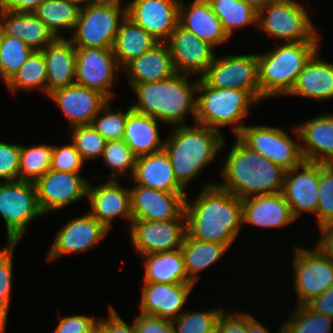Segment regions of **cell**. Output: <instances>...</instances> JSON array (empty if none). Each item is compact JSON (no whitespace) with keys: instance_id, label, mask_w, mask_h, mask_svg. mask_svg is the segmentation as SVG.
<instances>
[{"instance_id":"7dc6e473","label":"cell","mask_w":333,"mask_h":333,"mask_svg":"<svg viewBox=\"0 0 333 333\" xmlns=\"http://www.w3.org/2000/svg\"><path fill=\"white\" fill-rule=\"evenodd\" d=\"M71 129V142L74 144L82 159L94 160L102 157L106 140L91 125L75 126Z\"/></svg>"},{"instance_id":"74e56055","label":"cell","mask_w":333,"mask_h":333,"mask_svg":"<svg viewBox=\"0 0 333 333\" xmlns=\"http://www.w3.org/2000/svg\"><path fill=\"white\" fill-rule=\"evenodd\" d=\"M46 64L41 51H34L20 69L6 83L12 93L41 90L46 94Z\"/></svg>"},{"instance_id":"3957f363","label":"cell","mask_w":333,"mask_h":333,"mask_svg":"<svg viewBox=\"0 0 333 333\" xmlns=\"http://www.w3.org/2000/svg\"><path fill=\"white\" fill-rule=\"evenodd\" d=\"M190 75L176 73L159 82L135 84L132 87L137 101L131 108L170 126H183L186 115L192 114L195 123L197 87Z\"/></svg>"},{"instance_id":"5bb4252c","label":"cell","mask_w":333,"mask_h":333,"mask_svg":"<svg viewBox=\"0 0 333 333\" xmlns=\"http://www.w3.org/2000/svg\"><path fill=\"white\" fill-rule=\"evenodd\" d=\"M130 240L140 256L181 249L186 232V220H132Z\"/></svg>"},{"instance_id":"83f0119b","label":"cell","mask_w":333,"mask_h":333,"mask_svg":"<svg viewBox=\"0 0 333 333\" xmlns=\"http://www.w3.org/2000/svg\"><path fill=\"white\" fill-rule=\"evenodd\" d=\"M180 1L179 24L184 29L214 48L230 40L207 0H193L190 6Z\"/></svg>"},{"instance_id":"f35d334b","label":"cell","mask_w":333,"mask_h":333,"mask_svg":"<svg viewBox=\"0 0 333 333\" xmlns=\"http://www.w3.org/2000/svg\"><path fill=\"white\" fill-rule=\"evenodd\" d=\"M53 145H20L19 180L35 182L51 168Z\"/></svg>"},{"instance_id":"d6a6232c","label":"cell","mask_w":333,"mask_h":333,"mask_svg":"<svg viewBox=\"0 0 333 333\" xmlns=\"http://www.w3.org/2000/svg\"><path fill=\"white\" fill-rule=\"evenodd\" d=\"M159 41L127 16L122 20L113 45V52L123 70L129 62L152 49Z\"/></svg>"},{"instance_id":"bcb514c9","label":"cell","mask_w":333,"mask_h":333,"mask_svg":"<svg viewBox=\"0 0 333 333\" xmlns=\"http://www.w3.org/2000/svg\"><path fill=\"white\" fill-rule=\"evenodd\" d=\"M317 228L333 225V164L319 163V203Z\"/></svg>"},{"instance_id":"e0dca14e","label":"cell","mask_w":333,"mask_h":333,"mask_svg":"<svg viewBox=\"0 0 333 333\" xmlns=\"http://www.w3.org/2000/svg\"><path fill=\"white\" fill-rule=\"evenodd\" d=\"M180 0H131L126 16L159 42H166L179 24Z\"/></svg>"},{"instance_id":"44dd1931","label":"cell","mask_w":333,"mask_h":333,"mask_svg":"<svg viewBox=\"0 0 333 333\" xmlns=\"http://www.w3.org/2000/svg\"><path fill=\"white\" fill-rule=\"evenodd\" d=\"M86 198L90 206L88 212L108 231L112 227L113 220L120 216L128 220L130 227L133 220L130 188H124L118 181L110 178L105 183L96 186L89 182Z\"/></svg>"},{"instance_id":"d4e9b609","label":"cell","mask_w":333,"mask_h":333,"mask_svg":"<svg viewBox=\"0 0 333 333\" xmlns=\"http://www.w3.org/2000/svg\"><path fill=\"white\" fill-rule=\"evenodd\" d=\"M242 218L243 224L263 228L286 227L296 220L282 192L242 199Z\"/></svg>"},{"instance_id":"f907efd6","label":"cell","mask_w":333,"mask_h":333,"mask_svg":"<svg viewBox=\"0 0 333 333\" xmlns=\"http://www.w3.org/2000/svg\"><path fill=\"white\" fill-rule=\"evenodd\" d=\"M58 326L54 333H91L99 319L86 315L61 316L58 312Z\"/></svg>"},{"instance_id":"7c38bea8","label":"cell","mask_w":333,"mask_h":333,"mask_svg":"<svg viewBox=\"0 0 333 333\" xmlns=\"http://www.w3.org/2000/svg\"><path fill=\"white\" fill-rule=\"evenodd\" d=\"M294 281L297 305H306L333 285V263L315 248H294Z\"/></svg>"},{"instance_id":"9f6ffc18","label":"cell","mask_w":333,"mask_h":333,"mask_svg":"<svg viewBox=\"0 0 333 333\" xmlns=\"http://www.w3.org/2000/svg\"><path fill=\"white\" fill-rule=\"evenodd\" d=\"M320 240L314 248L326 259L333 263V225L318 228Z\"/></svg>"},{"instance_id":"1f68e13d","label":"cell","mask_w":333,"mask_h":333,"mask_svg":"<svg viewBox=\"0 0 333 333\" xmlns=\"http://www.w3.org/2000/svg\"><path fill=\"white\" fill-rule=\"evenodd\" d=\"M158 122L134 110L128 114L123 140L136 157L164 149L165 140H161Z\"/></svg>"},{"instance_id":"be15d7a7","label":"cell","mask_w":333,"mask_h":333,"mask_svg":"<svg viewBox=\"0 0 333 333\" xmlns=\"http://www.w3.org/2000/svg\"><path fill=\"white\" fill-rule=\"evenodd\" d=\"M91 333H108L99 323L92 329Z\"/></svg>"},{"instance_id":"ffe728a7","label":"cell","mask_w":333,"mask_h":333,"mask_svg":"<svg viewBox=\"0 0 333 333\" xmlns=\"http://www.w3.org/2000/svg\"><path fill=\"white\" fill-rule=\"evenodd\" d=\"M176 73L201 78L215 57L214 47L180 24L166 41Z\"/></svg>"},{"instance_id":"52a82bcc","label":"cell","mask_w":333,"mask_h":333,"mask_svg":"<svg viewBox=\"0 0 333 333\" xmlns=\"http://www.w3.org/2000/svg\"><path fill=\"white\" fill-rule=\"evenodd\" d=\"M257 27L280 43L320 41L308 11L295 0H273L258 12Z\"/></svg>"},{"instance_id":"9a60e30c","label":"cell","mask_w":333,"mask_h":333,"mask_svg":"<svg viewBox=\"0 0 333 333\" xmlns=\"http://www.w3.org/2000/svg\"><path fill=\"white\" fill-rule=\"evenodd\" d=\"M80 173L58 172L48 170L38 178L36 187L38 204L44 216L50 211H56L71 203L87 197L89 181Z\"/></svg>"},{"instance_id":"7a4b0ae2","label":"cell","mask_w":333,"mask_h":333,"mask_svg":"<svg viewBox=\"0 0 333 333\" xmlns=\"http://www.w3.org/2000/svg\"><path fill=\"white\" fill-rule=\"evenodd\" d=\"M216 185L240 199L282 192L286 170L247 147L237 136Z\"/></svg>"},{"instance_id":"ba28073f","label":"cell","mask_w":333,"mask_h":333,"mask_svg":"<svg viewBox=\"0 0 333 333\" xmlns=\"http://www.w3.org/2000/svg\"><path fill=\"white\" fill-rule=\"evenodd\" d=\"M0 215L6 224L7 243H19L28 224L44 215L34 182L0 181Z\"/></svg>"},{"instance_id":"b9f144b4","label":"cell","mask_w":333,"mask_h":333,"mask_svg":"<svg viewBox=\"0 0 333 333\" xmlns=\"http://www.w3.org/2000/svg\"><path fill=\"white\" fill-rule=\"evenodd\" d=\"M137 157L126 145L123 139L106 141L102 154V160L108 168L111 169V180L121 176H132ZM127 171V172H126ZM131 173H130V172ZM129 172V174H128Z\"/></svg>"},{"instance_id":"4fadbf2b","label":"cell","mask_w":333,"mask_h":333,"mask_svg":"<svg viewBox=\"0 0 333 333\" xmlns=\"http://www.w3.org/2000/svg\"><path fill=\"white\" fill-rule=\"evenodd\" d=\"M122 71L113 48L76 47L75 83L103 94L113 101L112 86L116 73Z\"/></svg>"},{"instance_id":"f1b7e54d","label":"cell","mask_w":333,"mask_h":333,"mask_svg":"<svg viewBox=\"0 0 333 333\" xmlns=\"http://www.w3.org/2000/svg\"><path fill=\"white\" fill-rule=\"evenodd\" d=\"M124 70L131 88L135 84L159 82L176 74L166 42H159L152 49L129 62Z\"/></svg>"},{"instance_id":"7402d4cb","label":"cell","mask_w":333,"mask_h":333,"mask_svg":"<svg viewBox=\"0 0 333 333\" xmlns=\"http://www.w3.org/2000/svg\"><path fill=\"white\" fill-rule=\"evenodd\" d=\"M48 97L63 111L71 128L91 124L109 101L103 94L77 83L54 90Z\"/></svg>"},{"instance_id":"e575fe53","label":"cell","mask_w":333,"mask_h":333,"mask_svg":"<svg viewBox=\"0 0 333 333\" xmlns=\"http://www.w3.org/2000/svg\"><path fill=\"white\" fill-rule=\"evenodd\" d=\"M228 249L226 245L196 240L186 234L181 252L189 280L195 285L198 281V274L214 265Z\"/></svg>"},{"instance_id":"d590c367","label":"cell","mask_w":333,"mask_h":333,"mask_svg":"<svg viewBox=\"0 0 333 333\" xmlns=\"http://www.w3.org/2000/svg\"><path fill=\"white\" fill-rule=\"evenodd\" d=\"M81 7L69 0H44L33 12L42 20L55 38H68L60 31H73Z\"/></svg>"},{"instance_id":"ab89813d","label":"cell","mask_w":333,"mask_h":333,"mask_svg":"<svg viewBox=\"0 0 333 333\" xmlns=\"http://www.w3.org/2000/svg\"><path fill=\"white\" fill-rule=\"evenodd\" d=\"M290 318L283 322L284 333H330L333 318L313 311L307 304L296 305Z\"/></svg>"},{"instance_id":"6da1fadb","label":"cell","mask_w":333,"mask_h":333,"mask_svg":"<svg viewBox=\"0 0 333 333\" xmlns=\"http://www.w3.org/2000/svg\"><path fill=\"white\" fill-rule=\"evenodd\" d=\"M205 184L193 201L185 198L187 235L230 248L243 225L242 199L219 188L214 182Z\"/></svg>"},{"instance_id":"8992f818","label":"cell","mask_w":333,"mask_h":333,"mask_svg":"<svg viewBox=\"0 0 333 333\" xmlns=\"http://www.w3.org/2000/svg\"><path fill=\"white\" fill-rule=\"evenodd\" d=\"M258 103L249 91L210 87L198 78L195 123L217 131L229 126L236 137L245 126L242 122L249 114L250 105Z\"/></svg>"},{"instance_id":"484cf974","label":"cell","mask_w":333,"mask_h":333,"mask_svg":"<svg viewBox=\"0 0 333 333\" xmlns=\"http://www.w3.org/2000/svg\"><path fill=\"white\" fill-rule=\"evenodd\" d=\"M130 178L136 185L162 192H186L175 178L169 155L165 149L138 156Z\"/></svg>"},{"instance_id":"94428289","label":"cell","mask_w":333,"mask_h":333,"mask_svg":"<svg viewBox=\"0 0 333 333\" xmlns=\"http://www.w3.org/2000/svg\"><path fill=\"white\" fill-rule=\"evenodd\" d=\"M123 0H90L93 5H110V6H123Z\"/></svg>"},{"instance_id":"277c9868","label":"cell","mask_w":333,"mask_h":333,"mask_svg":"<svg viewBox=\"0 0 333 333\" xmlns=\"http://www.w3.org/2000/svg\"><path fill=\"white\" fill-rule=\"evenodd\" d=\"M224 147L220 131L198 123L174 127L164 143L175 178L185 190Z\"/></svg>"},{"instance_id":"836d02e7","label":"cell","mask_w":333,"mask_h":333,"mask_svg":"<svg viewBox=\"0 0 333 333\" xmlns=\"http://www.w3.org/2000/svg\"><path fill=\"white\" fill-rule=\"evenodd\" d=\"M144 258V282L149 283H192L186 273L181 249L153 253Z\"/></svg>"},{"instance_id":"30bf717a","label":"cell","mask_w":333,"mask_h":333,"mask_svg":"<svg viewBox=\"0 0 333 333\" xmlns=\"http://www.w3.org/2000/svg\"><path fill=\"white\" fill-rule=\"evenodd\" d=\"M286 132L269 125H245L237 137L260 156L290 170L302 163L303 157L300 142Z\"/></svg>"},{"instance_id":"11a10c76","label":"cell","mask_w":333,"mask_h":333,"mask_svg":"<svg viewBox=\"0 0 333 333\" xmlns=\"http://www.w3.org/2000/svg\"><path fill=\"white\" fill-rule=\"evenodd\" d=\"M307 305L313 311L333 318V285L321 295L314 297Z\"/></svg>"},{"instance_id":"603a6c76","label":"cell","mask_w":333,"mask_h":333,"mask_svg":"<svg viewBox=\"0 0 333 333\" xmlns=\"http://www.w3.org/2000/svg\"><path fill=\"white\" fill-rule=\"evenodd\" d=\"M193 283L144 282L140 299V313L174 320L183 313Z\"/></svg>"},{"instance_id":"816d5d0a","label":"cell","mask_w":333,"mask_h":333,"mask_svg":"<svg viewBox=\"0 0 333 333\" xmlns=\"http://www.w3.org/2000/svg\"><path fill=\"white\" fill-rule=\"evenodd\" d=\"M136 333H174L173 321L140 313L134 319Z\"/></svg>"},{"instance_id":"db71d44e","label":"cell","mask_w":333,"mask_h":333,"mask_svg":"<svg viewBox=\"0 0 333 333\" xmlns=\"http://www.w3.org/2000/svg\"><path fill=\"white\" fill-rule=\"evenodd\" d=\"M108 309V318H100L98 322L108 333H136L134 320L128 325L112 305Z\"/></svg>"},{"instance_id":"8d00e7d4","label":"cell","mask_w":333,"mask_h":333,"mask_svg":"<svg viewBox=\"0 0 333 333\" xmlns=\"http://www.w3.org/2000/svg\"><path fill=\"white\" fill-rule=\"evenodd\" d=\"M213 13L231 39L234 30L252 24L257 26L258 13L242 0H207Z\"/></svg>"},{"instance_id":"c3c4849f","label":"cell","mask_w":333,"mask_h":333,"mask_svg":"<svg viewBox=\"0 0 333 333\" xmlns=\"http://www.w3.org/2000/svg\"><path fill=\"white\" fill-rule=\"evenodd\" d=\"M84 162L72 142L64 146L53 145L51 170L81 173Z\"/></svg>"},{"instance_id":"2e32d148","label":"cell","mask_w":333,"mask_h":333,"mask_svg":"<svg viewBox=\"0 0 333 333\" xmlns=\"http://www.w3.org/2000/svg\"><path fill=\"white\" fill-rule=\"evenodd\" d=\"M129 188L133 220H186V192H162L139 185Z\"/></svg>"},{"instance_id":"4dcf8cb0","label":"cell","mask_w":333,"mask_h":333,"mask_svg":"<svg viewBox=\"0 0 333 333\" xmlns=\"http://www.w3.org/2000/svg\"><path fill=\"white\" fill-rule=\"evenodd\" d=\"M317 51L299 73L293 89L287 96L314 100L333 98V63L321 59Z\"/></svg>"},{"instance_id":"6125c7cd","label":"cell","mask_w":333,"mask_h":333,"mask_svg":"<svg viewBox=\"0 0 333 333\" xmlns=\"http://www.w3.org/2000/svg\"><path fill=\"white\" fill-rule=\"evenodd\" d=\"M69 1L77 4L81 8L85 7L88 4H90V0H69Z\"/></svg>"},{"instance_id":"681fc988","label":"cell","mask_w":333,"mask_h":333,"mask_svg":"<svg viewBox=\"0 0 333 333\" xmlns=\"http://www.w3.org/2000/svg\"><path fill=\"white\" fill-rule=\"evenodd\" d=\"M20 144L0 142V180H19Z\"/></svg>"},{"instance_id":"f6af8a7d","label":"cell","mask_w":333,"mask_h":333,"mask_svg":"<svg viewBox=\"0 0 333 333\" xmlns=\"http://www.w3.org/2000/svg\"><path fill=\"white\" fill-rule=\"evenodd\" d=\"M224 309L183 312L173 321L174 333H216L217 322Z\"/></svg>"},{"instance_id":"60d3db41","label":"cell","mask_w":333,"mask_h":333,"mask_svg":"<svg viewBox=\"0 0 333 333\" xmlns=\"http://www.w3.org/2000/svg\"><path fill=\"white\" fill-rule=\"evenodd\" d=\"M34 52L21 39L5 35L0 30V77L5 84Z\"/></svg>"},{"instance_id":"8fae6325","label":"cell","mask_w":333,"mask_h":333,"mask_svg":"<svg viewBox=\"0 0 333 333\" xmlns=\"http://www.w3.org/2000/svg\"><path fill=\"white\" fill-rule=\"evenodd\" d=\"M201 79L210 87L249 91L260 102L257 54L215 56Z\"/></svg>"},{"instance_id":"f546056e","label":"cell","mask_w":333,"mask_h":333,"mask_svg":"<svg viewBox=\"0 0 333 333\" xmlns=\"http://www.w3.org/2000/svg\"><path fill=\"white\" fill-rule=\"evenodd\" d=\"M0 30L21 39L34 51H41L56 39L33 12L0 11Z\"/></svg>"},{"instance_id":"ee69618b","label":"cell","mask_w":333,"mask_h":333,"mask_svg":"<svg viewBox=\"0 0 333 333\" xmlns=\"http://www.w3.org/2000/svg\"><path fill=\"white\" fill-rule=\"evenodd\" d=\"M110 100L101 108L95 116L91 125L106 140H121L124 136L128 114L133 110L127 107L126 111L122 109H113L110 107ZM112 109V110H111ZM101 114V115H100Z\"/></svg>"},{"instance_id":"ac0fdd59","label":"cell","mask_w":333,"mask_h":333,"mask_svg":"<svg viewBox=\"0 0 333 333\" xmlns=\"http://www.w3.org/2000/svg\"><path fill=\"white\" fill-rule=\"evenodd\" d=\"M108 230L89 212L78 218L70 219L58 231L49 252L47 261H53L63 255L76 254L94 248L108 234Z\"/></svg>"},{"instance_id":"91938a15","label":"cell","mask_w":333,"mask_h":333,"mask_svg":"<svg viewBox=\"0 0 333 333\" xmlns=\"http://www.w3.org/2000/svg\"><path fill=\"white\" fill-rule=\"evenodd\" d=\"M242 1L250 5L258 13L273 0H242Z\"/></svg>"},{"instance_id":"9c48e42d","label":"cell","mask_w":333,"mask_h":333,"mask_svg":"<svg viewBox=\"0 0 333 333\" xmlns=\"http://www.w3.org/2000/svg\"><path fill=\"white\" fill-rule=\"evenodd\" d=\"M125 17L126 4H88L80 9L72 36L68 39L75 47L113 48L119 26Z\"/></svg>"},{"instance_id":"6f0895ef","label":"cell","mask_w":333,"mask_h":333,"mask_svg":"<svg viewBox=\"0 0 333 333\" xmlns=\"http://www.w3.org/2000/svg\"><path fill=\"white\" fill-rule=\"evenodd\" d=\"M44 0H0V11L34 12Z\"/></svg>"},{"instance_id":"680465c9","label":"cell","mask_w":333,"mask_h":333,"mask_svg":"<svg viewBox=\"0 0 333 333\" xmlns=\"http://www.w3.org/2000/svg\"><path fill=\"white\" fill-rule=\"evenodd\" d=\"M247 333H271L269 329L262 325L258 319L247 312ZM278 333H284L283 325L279 329Z\"/></svg>"},{"instance_id":"4316f807","label":"cell","mask_w":333,"mask_h":333,"mask_svg":"<svg viewBox=\"0 0 333 333\" xmlns=\"http://www.w3.org/2000/svg\"><path fill=\"white\" fill-rule=\"evenodd\" d=\"M46 64V95L75 83L76 47L68 38H56L41 50Z\"/></svg>"},{"instance_id":"cb8c5ba5","label":"cell","mask_w":333,"mask_h":333,"mask_svg":"<svg viewBox=\"0 0 333 333\" xmlns=\"http://www.w3.org/2000/svg\"><path fill=\"white\" fill-rule=\"evenodd\" d=\"M303 160L333 164V114H322L292 128Z\"/></svg>"},{"instance_id":"5b68a950","label":"cell","mask_w":333,"mask_h":333,"mask_svg":"<svg viewBox=\"0 0 333 333\" xmlns=\"http://www.w3.org/2000/svg\"><path fill=\"white\" fill-rule=\"evenodd\" d=\"M320 41L280 43L267 52L257 54L260 102L270 97L287 96L299 73L319 50Z\"/></svg>"},{"instance_id":"7bdbcfd3","label":"cell","mask_w":333,"mask_h":333,"mask_svg":"<svg viewBox=\"0 0 333 333\" xmlns=\"http://www.w3.org/2000/svg\"><path fill=\"white\" fill-rule=\"evenodd\" d=\"M0 249V333H5L11 301L13 257L17 243H6Z\"/></svg>"},{"instance_id":"d6986e66","label":"cell","mask_w":333,"mask_h":333,"mask_svg":"<svg viewBox=\"0 0 333 333\" xmlns=\"http://www.w3.org/2000/svg\"><path fill=\"white\" fill-rule=\"evenodd\" d=\"M282 194L295 219L302 212L316 215L319 203V163L303 160L295 168L286 170Z\"/></svg>"},{"instance_id":"f5cc1de1","label":"cell","mask_w":333,"mask_h":333,"mask_svg":"<svg viewBox=\"0 0 333 333\" xmlns=\"http://www.w3.org/2000/svg\"><path fill=\"white\" fill-rule=\"evenodd\" d=\"M226 313L222 311L217 322L216 333H247L246 312Z\"/></svg>"}]
</instances>
